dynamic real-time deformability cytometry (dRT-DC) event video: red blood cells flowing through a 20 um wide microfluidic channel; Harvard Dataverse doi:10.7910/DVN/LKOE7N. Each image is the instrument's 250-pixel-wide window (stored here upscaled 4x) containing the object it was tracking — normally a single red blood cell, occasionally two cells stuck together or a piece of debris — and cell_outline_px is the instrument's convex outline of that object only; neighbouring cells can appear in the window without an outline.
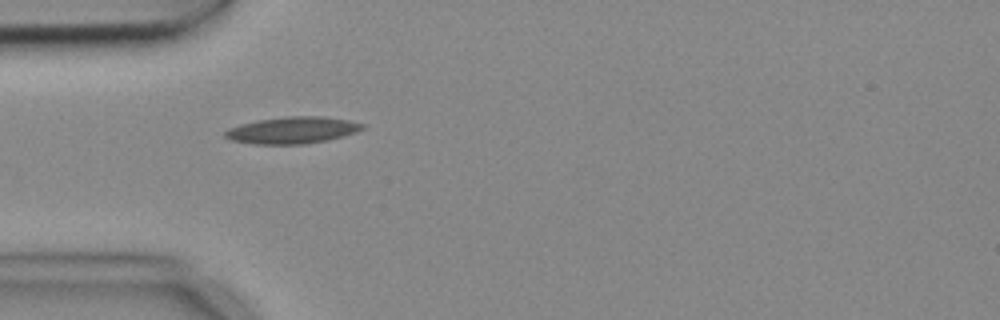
{"species": "common noctule bat (a hibernating species)", "species_latin": "Nyctalus noctula", "temperature_condition": "cold", "stored_images_in_passage": 1, "camera_frame_rate_fps": 3000, "um_per_image_px": 0.085, "animal": {"sex": "female", "body_mass_g": 18.4}, "frame": {"image": 1, "passage_image": 1, "time_ms": 0.0, "image_size_px": [1000, 320], "cell_outline_px": [[364, 128], [356, 132], [328, 140], [304, 144], [252, 144], [232, 140], [224, 136], [224, 132], [228, 128], [240, 124], [256, 120], [284, 116], [320, 116], [348, 120], [364, 124]], "centroid_in_image_um": [24.82, 11.06], "position_along_channel_um": 60.2, "area_um2": 21.44}}